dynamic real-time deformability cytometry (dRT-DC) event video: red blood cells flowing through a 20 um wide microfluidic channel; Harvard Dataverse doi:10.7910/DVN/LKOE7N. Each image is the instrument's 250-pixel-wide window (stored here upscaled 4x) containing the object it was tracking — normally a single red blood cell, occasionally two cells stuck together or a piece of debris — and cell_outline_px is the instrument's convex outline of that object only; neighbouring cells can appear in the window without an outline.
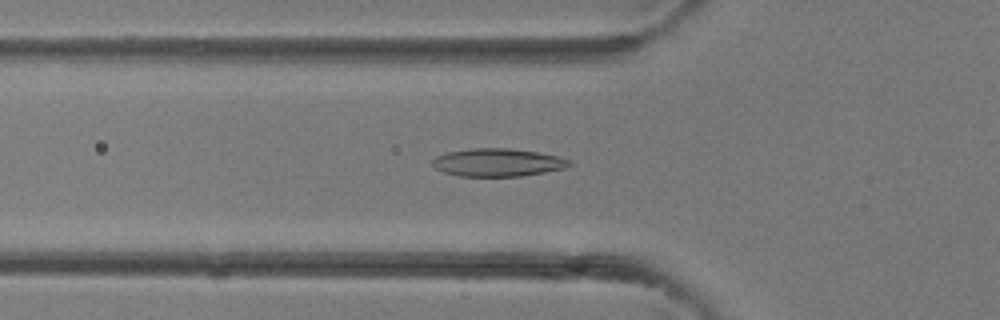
{"species": "common noctule bat (a hibernating species)", "species_latin": "Nyctalus noctula", "temperature_condition": "room temperature", "stored_images_in_passage": 38, "camera_frame_rate_fps": 3000, "um_per_image_px": 0.085, "animal": {"sex": "female"}, "frame": {"image": 1, "passage_image": 14, "time_ms": 4.333, "image_size_px": [1000, 320], "cell_outline_px": [[572, 164], [564, 168], [524, 176], [460, 176], [444, 172], [436, 168], [432, 164], [432, 160], [436, 156], [448, 152], [472, 148], [508, 148], [540, 152], [556, 156], [568, 160]], "centroid_in_image_um": [42.29, 13.8], "position_along_channel_um": 83.5, "area_um2": 22.14}}
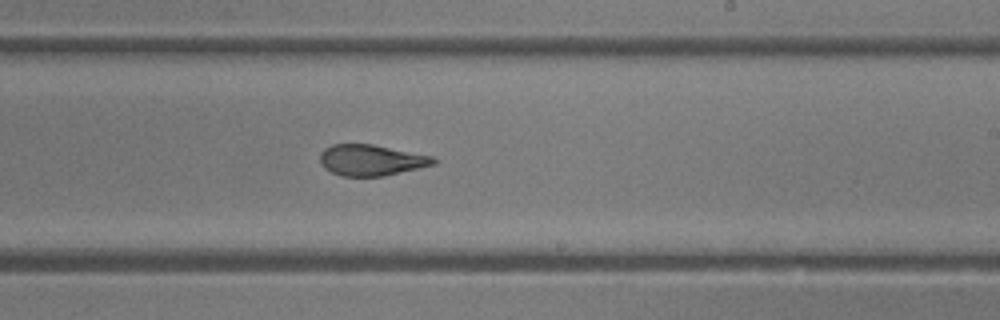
{"frame": {"image": 2, "passage_image": 24, "time_ms": 7.667, "image_size_px": [1000, 320], "cell_outline_px": [[436, 164], [420, 168], [384, 176], [340, 176], [324, 168], [320, 164], [320, 152], [324, 148], [332, 144], [372, 144], [432, 156], [436, 160]], "centroid_in_image_um": [31.53, 13.61], "position_along_channel_um": 257.5, "area_um2": 20.58}}
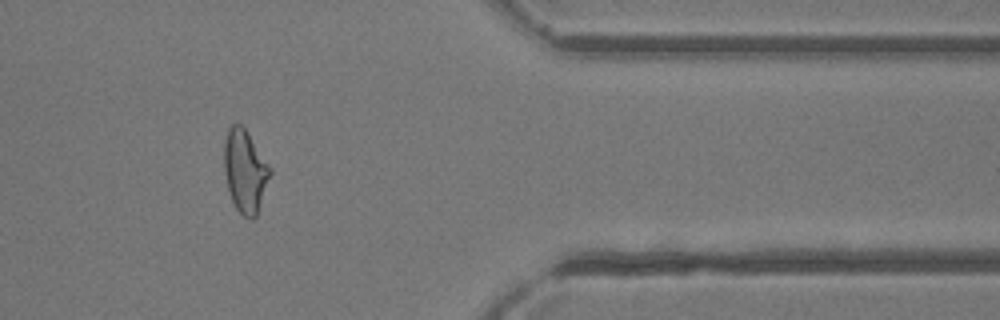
{"frame": {"image": 3, "passage_image": 33, "time_ms": 10.667, "image_size_px": [1000, 320], "cell_outline_px": [[272, 172], [256, 216], [252, 220], [248, 220], [236, 208], [232, 200], [228, 188], [224, 172], [224, 140], [228, 128], [232, 124], [240, 124], [244, 128], [272, 168]], "centroid_in_image_um": [20.83, 14.55], "position_along_channel_um": 390.6, "area_um2": 22.08}}